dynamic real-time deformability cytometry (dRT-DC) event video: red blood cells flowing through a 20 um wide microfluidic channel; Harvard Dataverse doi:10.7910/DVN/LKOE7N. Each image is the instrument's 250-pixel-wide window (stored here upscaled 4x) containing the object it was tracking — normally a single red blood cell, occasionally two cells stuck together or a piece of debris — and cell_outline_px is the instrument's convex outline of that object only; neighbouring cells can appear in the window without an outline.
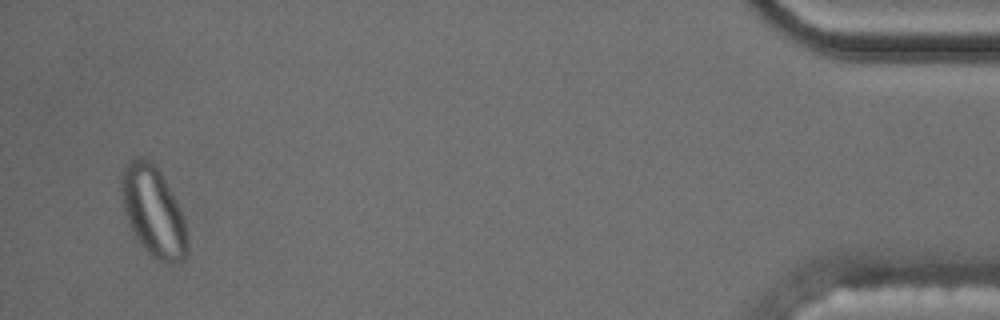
{"species": "common noctule bat (a hibernating species)", "species_latin": "Nyctalus noctula", "temperature_condition": "cold", "stored_images_in_passage": 57, "segment_of_instrument_passage": [2, 2], "camera_frame_rate_fps": 3000, "um_per_image_px": 0.085, "animal": {"sex": "male", "body_mass_g": 17.5, "forearm_length_mm": 52.3}, "frame": {"image": 1, "passage_image": 55, "time_ms": 18.0, "image_size_px": [1000, 320], "cell_outline_px": [[188, 252], [184, 260], [172, 264], [160, 260], [152, 256], [144, 248], [136, 236], [124, 212], [120, 196], [120, 172], [124, 164], [136, 156], [144, 156], [152, 160], [160, 168], [176, 200], [184, 220], [188, 240]], "centroid_in_image_um": [13.01, 17.89], "position_along_channel_um": 422.2, "area_um2": 35.2}}